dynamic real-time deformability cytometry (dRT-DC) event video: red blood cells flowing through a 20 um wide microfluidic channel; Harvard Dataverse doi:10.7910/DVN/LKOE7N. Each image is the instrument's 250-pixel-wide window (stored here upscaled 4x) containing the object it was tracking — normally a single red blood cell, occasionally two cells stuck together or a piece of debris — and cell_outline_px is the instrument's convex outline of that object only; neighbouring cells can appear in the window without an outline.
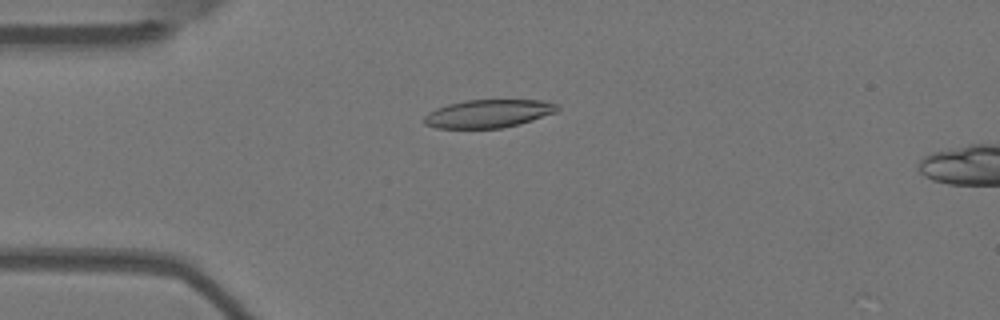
{"species": "Egyptian fruit bat (a non-hibernating species)", "species_latin": "Rousettus aegyptiacus", "temperature_condition": "warm", "stored_images_in_passage": 5, "camera_frame_rate_fps": 3000, "um_per_image_px": 0.085, "animal": {"sex": "female"}, "frame": {"image": 1, "passage_image": 4, "time_ms": 1.0, "image_size_px": [1000, 320], "cell_outline_px": [[560, 108], [556, 112], [520, 124], [500, 128], [436, 128], [424, 124], [424, 116], [428, 112], [436, 108], [448, 104], [464, 100], [544, 100], [556, 104]], "centroid_in_image_um": [41.5, 9.65], "position_along_channel_um": 43.5, "area_um2": 21.85}}